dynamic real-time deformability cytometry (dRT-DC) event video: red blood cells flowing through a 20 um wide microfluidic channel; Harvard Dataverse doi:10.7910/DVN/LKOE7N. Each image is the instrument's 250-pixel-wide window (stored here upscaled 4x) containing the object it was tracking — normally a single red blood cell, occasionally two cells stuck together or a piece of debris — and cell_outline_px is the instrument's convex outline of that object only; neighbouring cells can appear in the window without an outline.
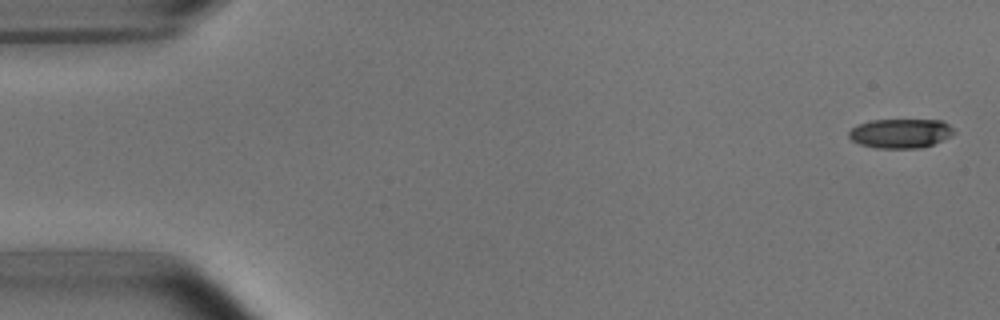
{"species": "common noctule bat (a hibernating species)", "species_latin": "Nyctalus noctula", "temperature_condition": "room temperature", "stored_images_in_passage": 5, "camera_frame_rate_fps": 3000, "um_per_image_px": 0.085, "animal": {"sex": "male", "body_mass_g": 15.6}, "frame": {"image": 1, "passage_image": 1, "time_ms": 0.0, "image_size_px": [1000, 320], "cell_outline_px": [[956, 132], [952, 136], [932, 144], [920, 148], [876, 148], [860, 144], [852, 140], [848, 136], [848, 132], [852, 128], [860, 124], [872, 120], [940, 120], [948, 124]], "centroid_in_image_um": [76.55, 11.34], "position_along_channel_um": 8.4, "area_um2": 17.86}}
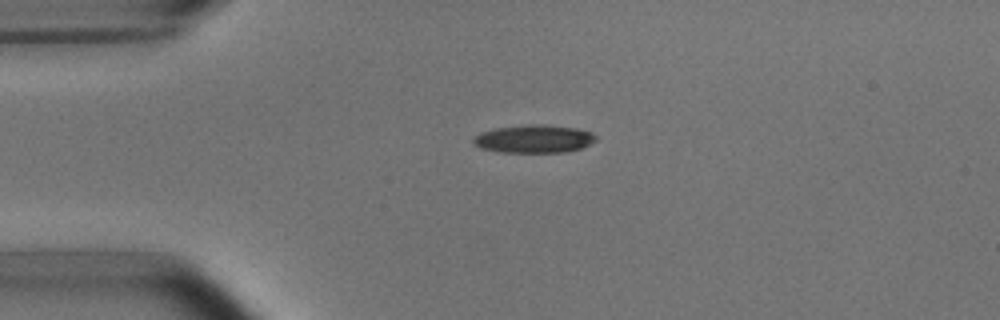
{"frame": {"image": 2, "passage_image": 4, "time_ms": 3.667, "image_size_px": [1000, 320], "cell_outline_px": [[596, 140], [580, 148], [564, 152], [500, 152], [480, 148], [472, 140], [480, 132], [496, 128], [524, 124], [540, 124], [576, 128], [592, 132], [596, 136]], "centroid_in_image_um": [45.38, 11.79], "position_along_channel_um": 39.6, "area_um2": 19.88}}